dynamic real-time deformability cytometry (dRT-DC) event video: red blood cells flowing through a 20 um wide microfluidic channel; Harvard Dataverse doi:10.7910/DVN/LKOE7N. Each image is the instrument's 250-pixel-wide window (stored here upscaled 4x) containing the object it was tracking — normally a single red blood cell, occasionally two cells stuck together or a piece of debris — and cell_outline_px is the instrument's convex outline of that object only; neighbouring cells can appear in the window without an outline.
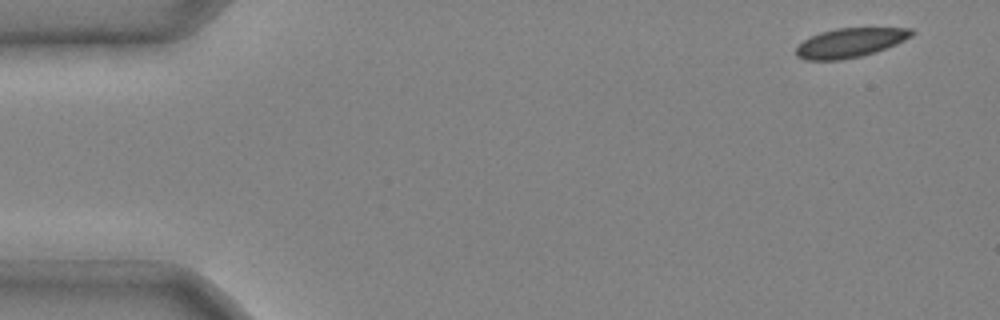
{"species": "common noctule bat (a hibernating species)", "species_latin": "Nyctalus noctula", "temperature_condition": "cold", "stored_images_in_passage": 4, "camera_frame_rate_fps": 3000, "um_per_image_px": 0.085, "animal": {"sex": "male", "body_mass_g": 20.4}, "frame": {"image": 1, "passage_image": 1, "time_ms": 0.0, "image_size_px": [1000, 320], "cell_outline_px": [[916, 32], [912, 36], [896, 44], [860, 56], [840, 60], [804, 60], [796, 56], [796, 48], [804, 40], [820, 32], [836, 28], [912, 28]], "centroid_in_image_um": [72.25, 3.62], "position_along_channel_um": 12.8, "area_um2": 19.54}}
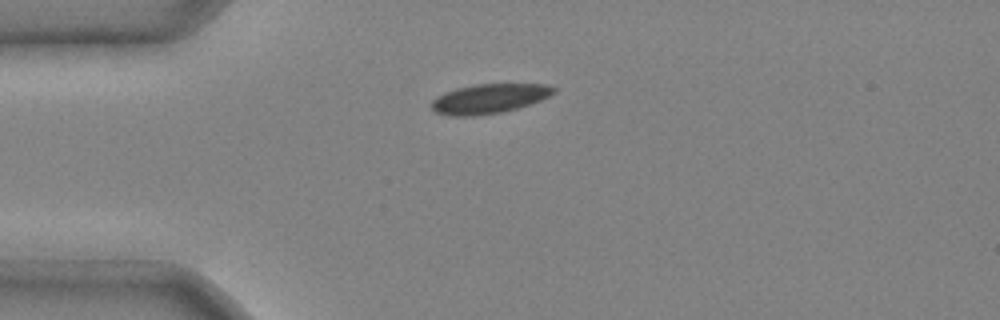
{"frame": {"image": 2, "passage_image": 3, "time_ms": 0.667, "image_size_px": [1000, 320], "cell_outline_px": [[556, 92], [540, 100], [516, 108], [500, 112], [472, 116], [448, 116], [436, 112], [432, 108], [432, 100], [436, 96], [444, 92], [456, 88], [476, 84], [548, 84], [556, 88]], "centroid_in_image_um": [41.55, 8.37], "position_along_channel_um": 43.4, "area_um2": 20.92}}
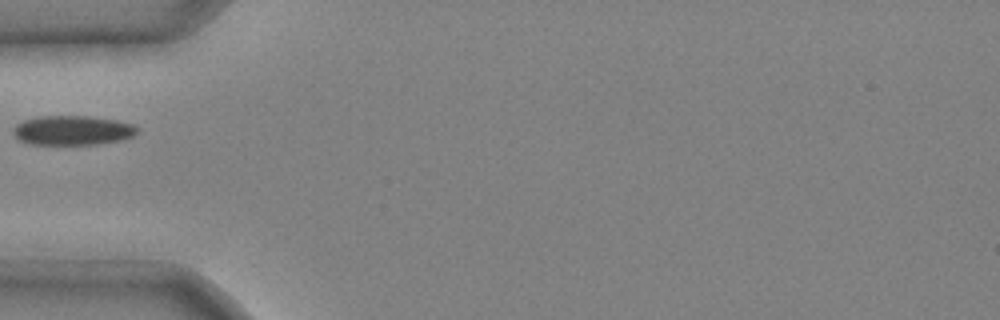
{"frame": {"image": 3, "passage_image": 4, "time_ms": 1.0, "image_size_px": [1000, 320], "cell_outline_px": [[140, 128], [132, 136], [120, 140], [96, 144], [28, 144], [20, 140], [12, 132], [16, 124], [24, 120], [40, 116], [88, 116], [116, 120], [132, 124]], "centroid_in_image_um": [6.16, 11.07], "position_along_channel_um": 78.8, "area_um2": 21.15}}